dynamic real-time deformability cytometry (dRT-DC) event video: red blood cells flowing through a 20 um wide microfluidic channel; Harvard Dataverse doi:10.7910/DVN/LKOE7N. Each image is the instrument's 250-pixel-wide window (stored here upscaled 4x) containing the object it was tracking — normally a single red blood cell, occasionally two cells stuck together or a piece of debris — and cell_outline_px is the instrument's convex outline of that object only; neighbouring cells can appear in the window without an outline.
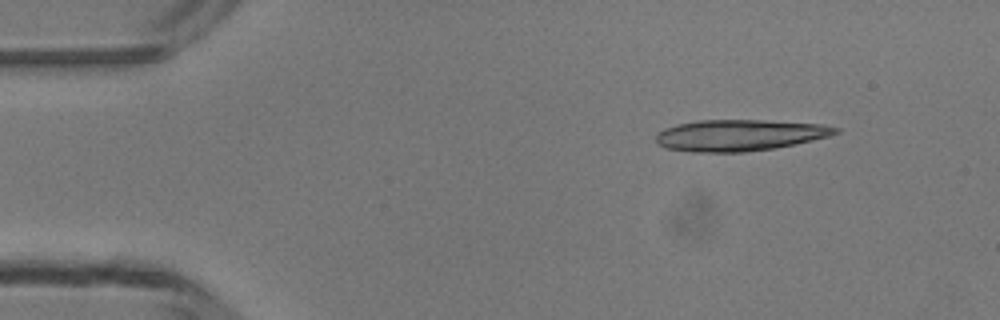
{"species": "common noctule bat (a hibernating species)", "species_latin": "Nyctalus noctula", "temperature_condition": "room temperature", "stored_images_in_passage": 3, "camera_frame_rate_fps": 3000, "um_per_image_px": 0.085, "animal": {"sex": "male", "body_mass_g": 13.3}, "frame": {"image": 1, "passage_image": 2, "time_ms": 1.0, "image_size_px": [1000, 320], "cell_outline_px": [[840, 132], [828, 136], [812, 140], [776, 148], [744, 152], [692, 152], [664, 148], [656, 144], [656, 136], [664, 128], [676, 124], [696, 120], [764, 120], [820, 124], [840, 128]], "centroid_in_image_um": [62.82, 11.49], "position_along_channel_um": 22.2, "area_um2": 32.89}}